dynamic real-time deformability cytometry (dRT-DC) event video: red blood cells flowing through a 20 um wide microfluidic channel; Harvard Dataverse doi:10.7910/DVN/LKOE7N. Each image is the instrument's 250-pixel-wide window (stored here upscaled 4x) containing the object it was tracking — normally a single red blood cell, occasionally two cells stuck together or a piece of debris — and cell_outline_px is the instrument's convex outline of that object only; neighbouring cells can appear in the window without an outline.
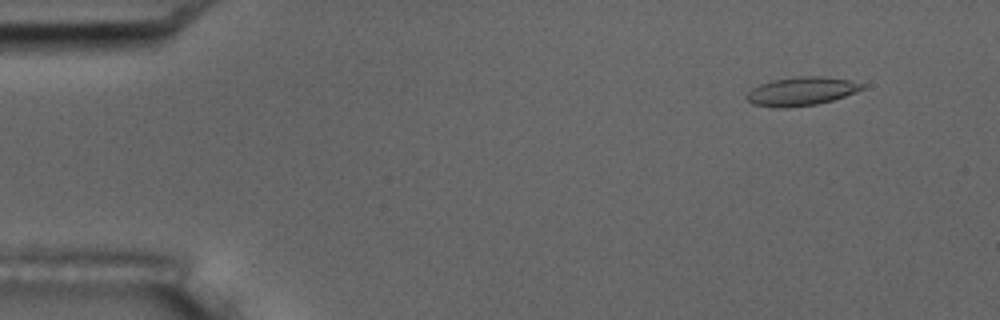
{"species": "common noctule bat (a hibernating species)", "species_latin": "Nyctalus noctula", "temperature_condition": "room temperature", "stored_images_in_passage": 53, "camera_frame_rate_fps": 3000, "um_per_image_px": 0.085, "animal": {"sex": "male", "body_mass_g": 17.5, "forearm_length_mm": 52.3}, "frame": {"image": 1, "passage_image": 2, "time_ms": 0.333, "image_size_px": [1000, 320], "cell_outline_px": [[864, 88], [844, 96], [832, 100], [816, 104], [788, 108], [776, 108], [752, 104], [744, 96], [752, 88], [760, 84], [772, 80], [796, 76], [820, 76], [848, 80], [864, 84]], "centroid_in_image_um": [68.06, 7.76], "position_along_channel_um": 16.9, "area_um2": 19.19}}
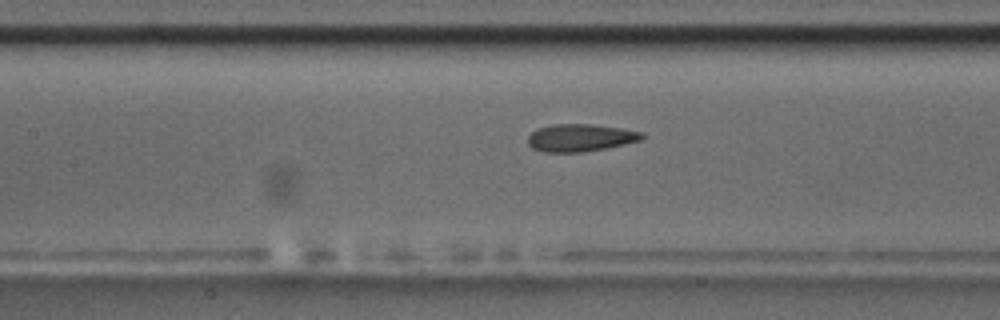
{"frame": {"image": 2, "passage_image": 22, "time_ms": 7.0, "image_size_px": [1000, 320], "cell_outline_px": [[644, 140], [584, 152], [544, 152], [532, 148], [528, 144], [528, 136], [536, 128], [552, 124], [592, 124], [620, 128], [644, 132]], "centroid_in_image_um": [49.33, 11.7], "position_along_channel_um": 158.1, "area_um2": 18.38}}
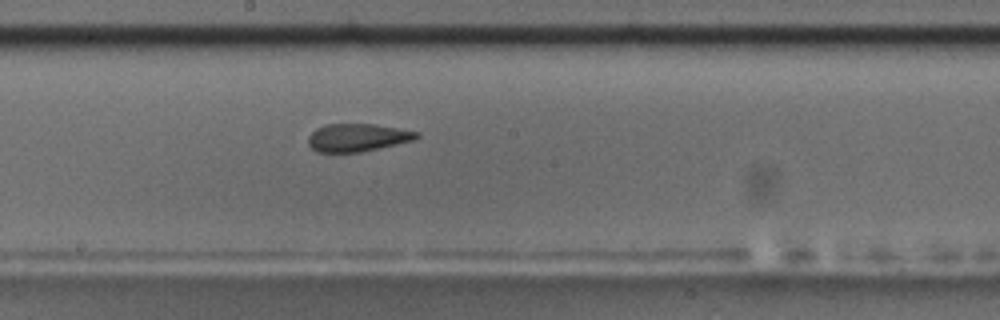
{"frame": {"image": 3, "passage_image": 27, "time_ms": 8.667, "image_size_px": [1000, 320], "cell_outline_px": [[420, 136], [416, 140], [360, 152], [316, 152], [308, 144], [308, 136], [316, 128], [328, 124], [372, 124], [420, 132]], "centroid_in_image_um": [30.39, 11.69], "position_along_channel_um": 217.8, "area_um2": 17.57}, "authors_computed_cell_mechanics": {"area_um2": 18.785, "velocity_mm_per_s": 3.614, "shape_relaxation_time_tau1_ms": null, "shape_relaxation_time_tau2_ms": 1.7676, "deformation_change_tau1": null, "deformation_change_tau2": 0.109}}